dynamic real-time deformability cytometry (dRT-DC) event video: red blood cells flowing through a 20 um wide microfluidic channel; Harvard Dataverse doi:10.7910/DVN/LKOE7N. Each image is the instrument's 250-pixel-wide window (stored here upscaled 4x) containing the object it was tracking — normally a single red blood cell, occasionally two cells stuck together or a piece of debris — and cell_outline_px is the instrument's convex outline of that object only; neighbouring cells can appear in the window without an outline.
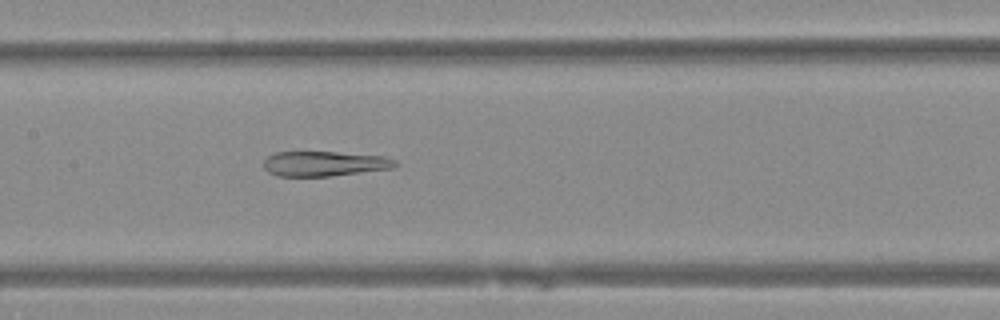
{"species": "Egyptian fruit bat (a non-hibernating species)", "species_latin": "Rousettus aegyptiacus", "temperature_condition": "warm", "stored_images_in_passage": 41, "camera_frame_rate_fps": 3000, "um_per_image_px": 0.085, "animal": {"sex": "female"}, "frame": {"image": 1, "passage_image": 16, "time_ms": 5.0, "image_size_px": [1000, 320], "cell_outline_px": [[396, 164], [392, 168], [328, 176], [276, 176], [268, 172], [264, 168], [264, 160], [268, 156], [276, 152], [336, 152], [384, 156], [396, 160]], "centroid_in_image_um": [27.53, 13.91], "position_along_channel_um": 179.9, "area_um2": 18.96}}
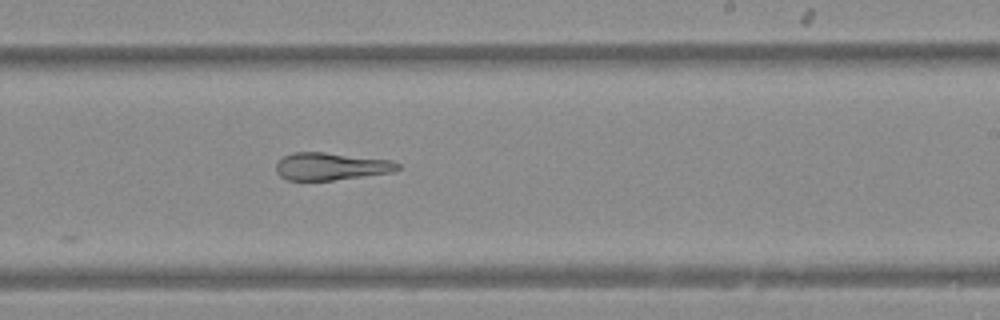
{"frame": {"image": 2, "passage_image": 22, "time_ms": 7.0, "image_size_px": [1000, 320], "cell_outline_px": [[400, 168], [392, 172], [332, 180], [288, 180], [280, 176], [276, 172], [276, 164], [284, 156], [292, 152], [324, 152], [392, 160], [400, 164]], "centroid_in_image_um": [28.12, 14.13], "position_along_channel_um": 260.9, "area_um2": 19.36}}
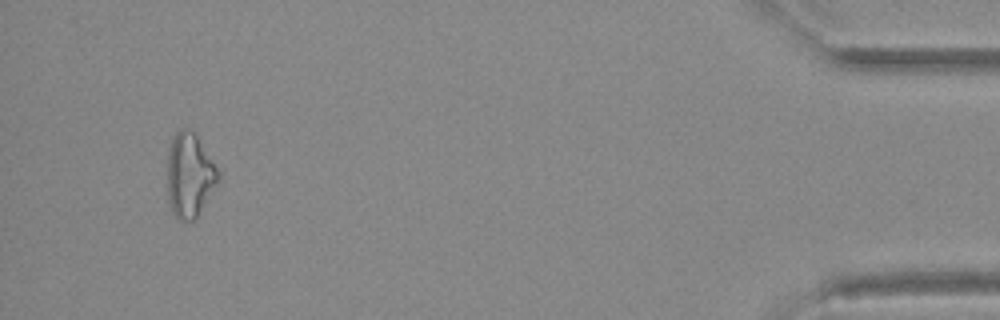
{"frame": {"image": 3, "passage_image": 39, "time_ms": 12.667, "image_size_px": [1000, 320], "cell_outline_px": [[220, 180], [196, 216], [192, 220], [176, 220], [172, 212], [168, 200], [168, 148], [172, 136], [180, 128], [184, 128], [192, 132], [196, 136], [220, 172]], "centroid_in_image_um": [16.1, 14.89], "position_along_channel_um": 419.1, "area_um2": 24.74}}